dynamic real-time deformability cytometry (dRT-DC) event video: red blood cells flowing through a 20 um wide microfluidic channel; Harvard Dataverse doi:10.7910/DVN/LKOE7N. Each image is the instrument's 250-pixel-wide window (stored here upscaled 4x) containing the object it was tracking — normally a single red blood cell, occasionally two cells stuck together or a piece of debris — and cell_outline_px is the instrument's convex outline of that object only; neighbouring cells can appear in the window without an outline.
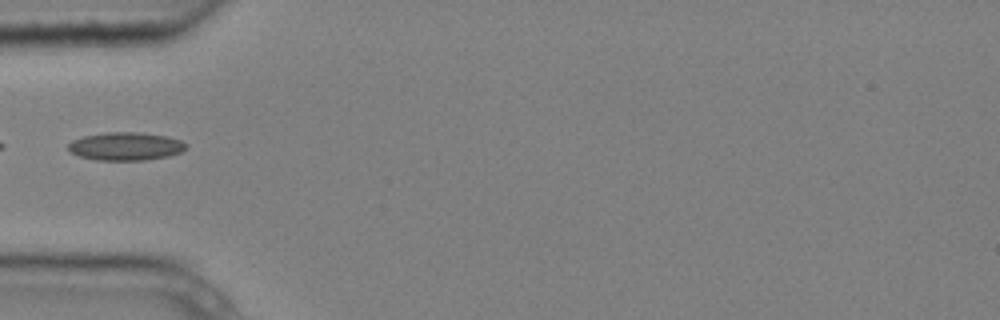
{"species": "common noctule bat (a hibernating species)", "species_latin": "Nyctalus noctula", "temperature_condition": "cold", "stored_images_in_passage": 3, "camera_frame_rate_fps": 3000, "um_per_image_px": 0.085, "animal": {"sex": "male", "body_mass_g": 20.4}, "frame": {"image": 1, "passage_image": 3, "time_ms": 0.667, "image_size_px": [1000, 320], "cell_outline_px": [[188, 148], [180, 152], [168, 156], [144, 160], [96, 160], [80, 156], [72, 152], [68, 148], [68, 144], [72, 140], [84, 136], [108, 132], [136, 132], [164, 136], [180, 140], [188, 144]], "centroid_in_image_um": [10.69, 12.44], "position_along_channel_um": 74.3, "area_um2": 19.13}}